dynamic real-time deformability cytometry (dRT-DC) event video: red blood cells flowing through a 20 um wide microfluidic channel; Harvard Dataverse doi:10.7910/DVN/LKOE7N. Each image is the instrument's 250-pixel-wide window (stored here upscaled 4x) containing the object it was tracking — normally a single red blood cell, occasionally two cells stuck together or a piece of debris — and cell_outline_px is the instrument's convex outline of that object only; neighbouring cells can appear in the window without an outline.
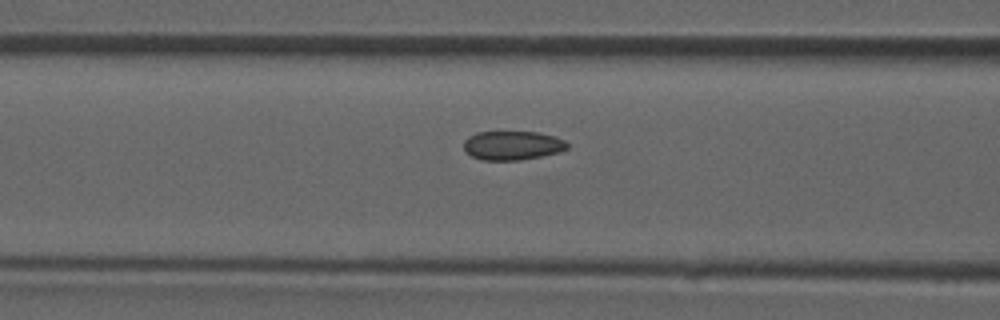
{"species": "common noctule bat (a hibernating species)", "species_latin": "Nyctalus noctula", "temperature_condition": "room temperature", "stored_images_in_passage": 29, "camera_frame_rate_fps": 3000, "um_per_image_px": 0.085, "animal": {"sex": "male", "forearm_length_mm": 52.5}, "frame": {"image": 1, "passage_image": 5, "time_ms": 1.333, "image_size_px": [1000, 320], "cell_outline_px": [[568, 148], [560, 152], [520, 160], [484, 160], [472, 156], [464, 148], [464, 140], [468, 136], [476, 132], [536, 132], [552, 136], [564, 140], [568, 144]], "centroid_in_image_um": [43.55, 12.36], "position_along_channel_um": 123.1, "area_um2": 17.34}}